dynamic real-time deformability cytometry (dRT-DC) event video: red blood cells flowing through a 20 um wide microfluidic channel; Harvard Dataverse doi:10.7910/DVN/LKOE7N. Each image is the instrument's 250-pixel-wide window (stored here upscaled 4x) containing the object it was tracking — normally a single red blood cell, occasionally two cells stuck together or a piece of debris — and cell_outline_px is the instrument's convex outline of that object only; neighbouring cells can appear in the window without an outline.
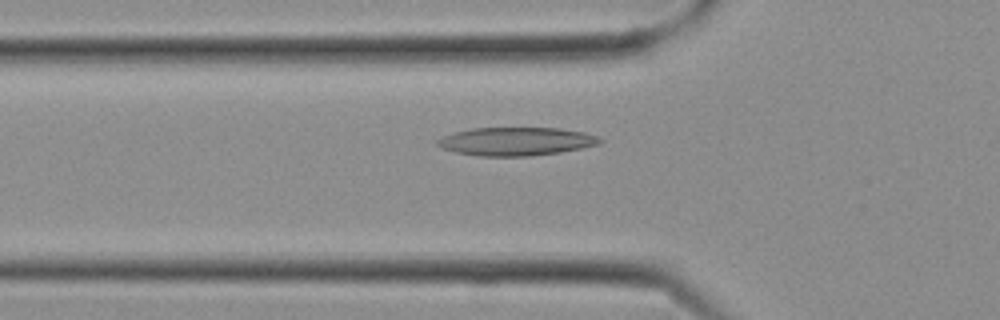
{"species": "Egyptian fruit bat (a non-hibernating species)", "species_latin": "Rousettus aegyptiacus", "temperature_condition": "cold", "stored_images_in_passage": 18, "camera_frame_rate_fps": 3000, "um_per_image_px": 0.085, "frame": {"image": 1, "passage_image": 3, "time_ms": 0.667, "image_size_px": [1000, 320], "cell_outline_px": [[604, 140], [600, 144], [560, 152], [528, 156], [476, 156], [456, 152], [444, 148], [436, 144], [436, 140], [444, 136], [456, 132], [472, 128], [560, 128], [584, 132], [600, 136]], "centroid_in_image_um": [43.91, 12.02], "position_along_channel_um": 81.9, "area_um2": 26.76}}
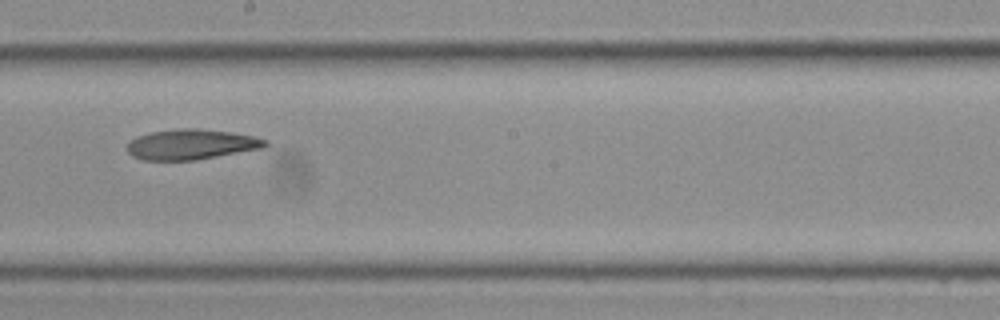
{"frame": {"image": 2, "passage_image": 9, "time_ms": 2.667, "image_size_px": [1000, 320], "cell_outline_px": [[268, 144], [264, 148], [196, 160], [140, 160], [132, 156], [128, 152], [128, 140], [136, 136], [152, 132], [180, 128], [196, 128], [232, 132], [252, 136], [268, 140]], "centroid_in_image_um": [16.25, 12.27], "position_along_channel_um": 232.0, "area_um2": 24.51}}
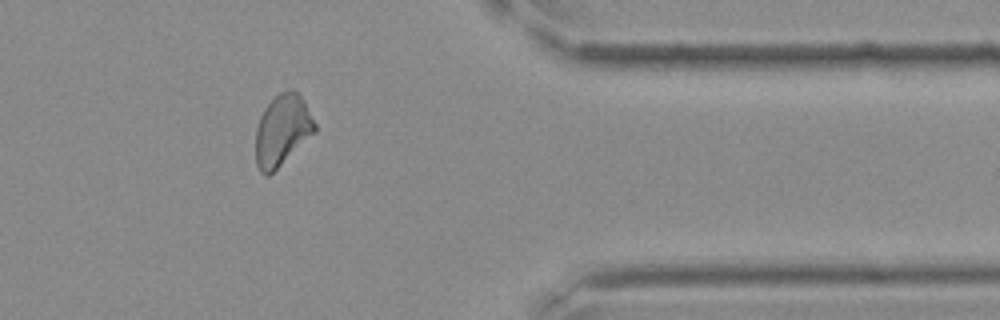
{"frame": {"image": 3, "passage_image": 16, "time_ms": 5.0, "image_size_px": [1000, 320], "cell_outline_px": [[316, 132], [268, 176], [264, 176], [260, 172], [256, 164], [256, 128], [260, 116], [264, 108], [280, 92], [292, 88], [304, 100], [316, 124]], "centroid_in_image_um": [23.99, 11.07], "position_along_channel_um": 387.4, "area_um2": 24.39}}